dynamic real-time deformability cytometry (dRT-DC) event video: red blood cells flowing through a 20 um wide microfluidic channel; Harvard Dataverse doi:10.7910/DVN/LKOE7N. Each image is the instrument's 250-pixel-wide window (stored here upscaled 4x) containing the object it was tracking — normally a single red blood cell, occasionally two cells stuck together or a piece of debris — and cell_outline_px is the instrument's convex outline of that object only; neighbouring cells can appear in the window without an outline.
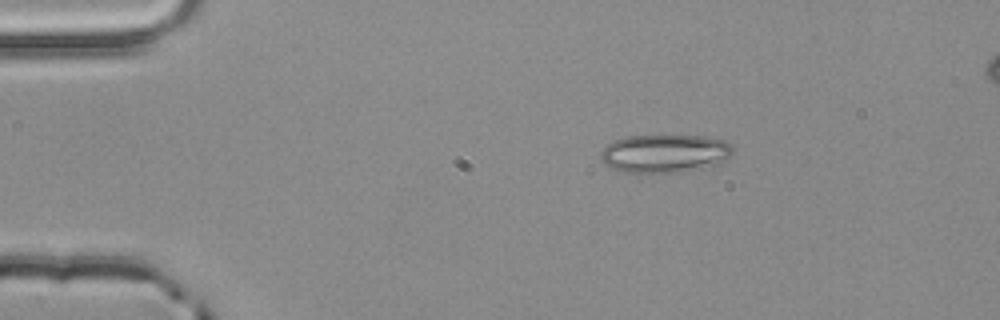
{"species": "common noctule bat (a hibernating species)", "species_latin": "Nyctalus noctula", "temperature_condition": "room temperature", "stored_images_in_passage": 2, "camera_frame_rate_fps": 3000, "um_per_image_px": 0.085, "animal": {"sex": "male", "body_mass_g": 20.4}, "frame": {"image": 1, "passage_image": 1, "time_ms": 0.0, "image_size_px": [1000, 320], "cell_outline_px": [[732, 156], [716, 164], [680, 172], [620, 172], [604, 164], [600, 160], [600, 152], [608, 144], [616, 140], [628, 136], [704, 136], [724, 140], [732, 144]], "centroid_in_image_um": [56.49, 13.04], "position_along_channel_um": 28.5, "area_um2": 29.3}}